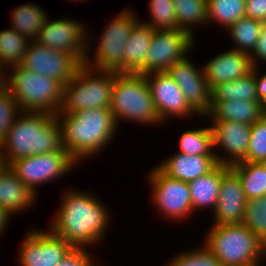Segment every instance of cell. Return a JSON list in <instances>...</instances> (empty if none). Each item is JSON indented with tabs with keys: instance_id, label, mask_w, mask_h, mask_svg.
<instances>
[{
	"instance_id": "obj_1",
	"label": "cell",
	"mask_w": 266,
	"mask_h": 266,
	"mask_svg": "<svg viewBox=\"0 0 266 266\" xmlns=\"http://www.w3.org/2000/svg\"><path fill=\"white\" fill-rule=\"evenodd\" d=\"M64 191L48 229L74 248L101 244L112 221L108 207L94 193L71 187Z\"/></svg>"
},
{
	"instance_id": "obj_2",
	"label": "cell",
	"mask_w": 266,
	"mask_h": 266,
	"mask_svg": "<svg viewBox=\"0 0 266 266\" xmlns=\"http://www.w3.org/2000/svg\"><path fill=\"white\" fill-rule=\"evenodd\" d=\"M61 125L62 147L78 163L90 160L110 145L118 125L110 108L86 109L71 115H56Z\"/></svg>"
},
{
	"instance_id": "obj_3",
	"label": "cell",
	"mask_w": 266,
	"mask_h": 266,
	"mask_svg": "<svg viewBox=\"0 0 266 266\" xmlns=\"http://www.w3.org/2000/svg\"><path fill=\"white\" fill-rule=\"evenodd\" d=\"M1 145L7 166L19 158L57 151L63 148L61 125L56 115L20 112Z\"/></svg>"
},
{
	"instance_id": "obj_4",
	"label": "cell",
	"mask_w": 266,
	"mask_h": 266,
	"mask_svg": "<svg viewBox=\"0 0 266 266\" xmlns=\"http://www.w3.org/2000/svg\"><path fill=\"white\" fill-rule=\"evenodd\" d=\"M5 73V88L16 100L20 112L57 115L63 95V85L57 79L19 65L8 68Z\"/></svg>"
},
{
	"instance_id": "obj_5",
	"label": "cell",
	"mask_w": 266,
	"mask_h": 266,
	"mask_svg": "<svg viewBox=\"0 0 266 266\" xmlns=\"http://www.w3.org/2000/svg\"><path fill=\"white\" fill-rule=\"evenodd\" d=\"M202 244L222 266H253L266 260V245L243 223L211 225Z\"/></svg>"
},
{
	"instance_id": "obj_6",
	"label": "cell",
	"mask_w": 266,
	"mask_h": 266,
	"mask_svg": "<svg viewBox=\"0 0 266 266\" xmlns=\"http://www.w3.org/2000/svg\"><path fill=\"white\" fill-rule=\"evenodd\" d=\"M110 109L118 127L124 120L146 126L163 124L144 74L114 71Z\"/></svg>"
},
{
	"instance_id": "obj_7",
	"label": "cell",
	"mask_w": 266,
	"mask_h": 266,
	"mask_svg": "<svg viewBox=\"0 0 266 266\" xmlns=\"http://www.w3.org/2000/svg\"><path fill=\"white\" fill-rule=\"evenodd\" d=\"M114 71L82 65L63 86L62 105L57 115H71L86 109L110 108Z\"/></svg>"
},
{
	"instance_id": "obj_8",
	"label": "cell",
	"mask_w": 266,
	"mask_h": 266,
	"mask_svg": "<svg viewBox=\"0 0 266 266\" xmlns=\"http://www.w3.org/2000/svg\"><path fill=\"white\" fill-rule=\"evenodd\" d=\"M135 12V10L127 7L114 16L107 23V26H104L103 34L101 33L100 37L97 38L96 48H93L92 44H90L89 38L91 36L88 32V48L84 65L92 69L111 70L122 73V58L126 42L134 24L140 19Z\"/></svg>"
},
{
	"instance_id": "obj_9",
	"label": "cell",
	"mask_w": 266,
	"mask_h": 266,
	"mask_svg": "<svg viewBox=\"0 0 266 266\" xmlns=\"http://www.w3.org/2000/svg\"><path fill=\"white\" fill-rule=\"evenodd\" d=\"M78 164L65 149L60 148L57 151L16 159L8 166L39 197L37 194L40 186L68 175Z\"/></svg>"
},
{
	"instance_id": "obj_10",
	"label": "cell",
	"mask_w": 266,
	"mask_h": 266,
	"mask_svg": "<svg viewBox=\"0 0 266 266\" xmlns=\"http://www.w3.org/2000/svg\"><path fill=\"white\" fill-rule=\"evenodd\" d=\"M151 188V203L161 217L178 222L193 217L192 199L188 182L168 177L157 166L147 174Z\"/></svg>"
},
{
	"instance_id": "obj_11",
	"label": "cell",
	"mask_w": 266,
	"mask_h": 266,
	"mask_svg": "<svg viewBox=\"0 0 266 266\" xmlns=\"http://www.w3.org/2000/svg\"><path fill=\"white\" fill-rule=\"evenodd\" d=\"M83 63L73 54L52 50L30 41L19 64L23 69L57 79L63 86L68 84Z\"/></svg>"
},
{
	"instance_id": "obj_12",
	"label": "cell",
	"mask_w": 266,
	"mask_h": 266,
	"mask_svg": "<svg viewBox=\"0 0 266 266\" xmlns=\"http://www.w3.org/2000/svg\"><path fill=\"white\" fill-rule=\"evenodd\" d=\"M195 39L181 29H154L145 56V74L166 72L175 62L191 53Z\"/></svg>"
},
{
	"instance_id": "obj_13",
	"label": "cell",
	"mask_w": 266,
	"mask_h": 266,
	"mask_svg": "<svg viewBox=\"0 0 266 266\" xmlns=\"http://www.w3.org/2000/svg\"><path fill=\"white\" fill-rule=\"evenodd\" d=\"M41 28L34 40L52 50L65 51L75 55L84 63L88 48V29L86 24L73 18L49 20Z\"/></svg>"
},
{
	"instance_id": "obj_14",
	"label": "cell",
	"mask_w": 266,
	"mask_h": 266,
	"mask_svg": "<svg viewBox=\"0 0 266 266\" xmlns=\"http://www.w3.org/2000/svg\"><path fill=\"white\" fill-rule=\"evenodd\" d=\"M17 255L18 266H56L73 248L49 229L29 230Z\"/></svg>"
},
{
	"instance_id": "obj_15",
	"label": "cell",
	"mask_w": 266,
	"mask_h": 266,
	"mask_svg": "<svg viewBox=\"0 0 266 266\" xmlns=\"http://www.w3.org/2000/svg\"><path fill=\"white\" fill-rule=\"evenodd\" d=\"M188 57L186 55L182 60L175 62L166 73L179 86L190 107L200 118H204L211 110V89L205 78L203 67L198 68Z\"/></svg>"
},
{
	"instance_id": "obj_16",
	"label": "cell",
	"mask_w": 266,
	"mask_h": 266,
	"mask_svg": "<svg viewBox=\"0 0 266 266\" xmlns=\"http://www.w3.org/2000/svg\"><path fill=\"white\" fill-rule=\"evenodd\" d=\"M150 87L155 109L162 123L170 118H194L199 116L188 104L184 94L173 78L166 72H153L145 74ZM177 117V118H176Z\"/></svg>"
},
{
	"instance_id": "obj_17",
	"label": "cell",
	"mask_w": 266,
	"mask_h": 266,
	"mask_svg": "<svg viewBox=\"0 0 266 266\" xmlns=\"http://www.w3.org/2000/svg\"><path fill=\"white\" fill-rule=\"evenodd\" d=\"M209 122L213 132L214 153L218 164L231 167L234 164L245 162L250 142L251 125L235 121ZM220 148L222 149L221 152L224 151V153H218Z\"/></svg>"
},
{
	"instance_id": "obj_18",
	"label": "cell",
	"mask_w": 266,
	"mask_h": 266,
	"mask_svg": "<svg viewBox=\"0 0 266 266\" xmlns=\"http://www.w3.org/2000/svg\"><path fill=\"white\" fill-rule=\"evenodd\" d=\"M247 198L239 177L230 169L223 177L213 210V225L240 224L244 220Z\"/></svg>"
},
{
	"instance_id": "obj_19",
	"label": "cell",
	"mask_w": 266,
	"mask_h": 266,
	"mask_svg": "<svg viewBox=\"0 0 266 266\" xmlns=\"http://www.w3.org/2000/svg\"><path fill=\"white\" fill-rule=\"evenodd\" d=\"M203 69L208 85L212 89L218 84L246 76L253 71L254 66L248 53L229 49L208 60L203 64Z\"/></svg>"
},
{
	"instance_id": "obj_20",
	"label": "cell",
	"mask_w": 266,
	"mask_h": 266,
	"mask_svg": "<svg viewBox=\"0 0 266 266\" xmlns=\"http://www.w3.org/2000/svg\"><path fill=\"white\" fill-rule=\"evenodd\" d=\"M156 166L168 177L192 181L212 171L217 165L215 155H187L175 152Z\"/></svg>"
},
{
	"instance_id": "obj_21",
	"label": "cell",
	"mask_w": 266,
	"mask_h": 266,
	"mask_svg": "<svg viewBox=\"0 0 266 266\" xmlns=\"http://www.w3.org/2000/svg\"><path fill=\"white\" fill-rule=\"evenodd\" d=\"M37 198L9 166L0 172V207L12 216L33 208Z\"/></svg>"
},
{
	"instance_id": "obj_22",
	"label": "cell",
	"mask_w": 266,
	"mask_h": 266,
	"mask_svg": "<svg viewBox=\"0 0 266 266\" xmlns=\"http://www.w3.org/2000/svg\"><path fill=\"white\" fill-rule=\"evenodd\" d=\"M154 29L139 19L126 42L122 58V73L145 75V56L151 45Z\"/></svg>"
},
{
	"instance_id": "obj_23",
	"label": "cell",
	"mask_w": 266,
	"mask_h": 266,
	"mask_svg": "<svg viewBox=\"0 0 266 266\" xmlns=\"http://www.w3.org/2000/svg\"><path fill=\"white\" fill-rule=\"evenodd\" d=\"M229 170V166L218 164L209 173L188 182L193 214L199 210H208L209 208L213 212L218 201L222 177Z\"/></svg>"
},
{
	"instance_id": "obj_24",
	"label": "cell",
	"mask_w": 266,
	"mask_h": 266,
	"mask_svg": "<svg viewBox=\"0 0 266 266\" xmlns=\"http://www.w3.org/2000/svg\"><path fill=\"white\" fill-rule=\"evenodd\" d=\"M266 110L260 102L248 100H227L217 102L204 117L206 121H235L252 125L258 121Z\"/></svg>"
},
{
	"instance_id": "obj_25",
	"label": "cell",
	"mask_w": 266,
	"mask_h": 266,
	"mask_svg": "<svg viewBox=\"0 0 266 266\" xmlns=\"http://www.w3.org/2000/svg\"><path fill=\"white\" fill-rule=\"evenodd\" d=\"M238 99L259 102L255 68L240 79L218 84L211 89V108L217 102Z\"/></svg>"
},
{
	"instance_id": "obj_26",
	"label": "cell",
	"mask_w": 266,
	"mask_h": 266,
	"mask_svg": "<svg viewBox=\"0 0 266 266\" xmlns=\"http://www.w3.org/2000/svg\"><path fill=\"white\" fill-rule=\"evenodd\" d=\"M10 14L11 27L30 41H34L49 16L44 9L32 3L14 7Z\"/></svg>"
},
{
	"instance_id": "obj_27",
	"label": "cell",
	"mask_w": 266,
	"mask_h": 266,
	"mask_svg": "<svg viewBox=\"0 0 266 266\" xmlns=\"http://www.w3.org/2000/svg\"><path fill=\"white\" fill-rule=\"evenodd\" d=\"M230 169L239 177L247 200L266 195V163L240 162Z\"/></svg>"
},
{
	"instance_id": "obj_28",
	"label": "cell",
	"mask_w": 266,
	"mask_h": 266,
	"mask_svg": "<svg viewBox=\"0 0 266 266\" xmlns=\"http://www.w3.org/2000/svg\"><path fill=\"white\" fill-rule=\"evenodd\" d=\"M178 29L195 39L193 29L207 25V0H173Z\"/></svg>"
},
{
	"instance_id": "obj_29",
	"label": "cell",
	"mask_w": 266,
	"mask_h": 266,
	"mask_svg": "<svg viewBox=\"0 0 266 266\" xmlns=\"http://www.w3.org/2000/svg\"><path fill=\"white\" fill-rule=\"evenodd\" d=\"M30 40L13 28L0 30V68L5 72L19 65L28 48Z\"/></svg>"
},
{
	"instance_id": "obj_30",
	"label": "cell",
	"mask_w": 266,
	"mask_h": 266,
	"mask_svg": "<svg viewBox=\"0 0 266 266\" xmlns=\"http://www.w3.org/2000/svg\"><path fill=\"white\" fill-rule=\"evenodd\" d=\"M246 0H207V26L218 24L225 31L246 16Z\"/></svg>"
},
{
	"instance_id": "obj_31",
	"label": "cell",
	"mask_w": 266,
	"mask_h": 266,
	"mask_svg": "<svg viewBox=\"0 0 266 266\" xmlns=\"http://www.w3.org/2000/svg\"><path fill=\"white\" fill-rule=\"evenodd\" d=\"M263 24L246 16L236 21L226 30V34L234 42V48L232 46L231 49L250 55L255 49Z\"/></svg>"
},
{
	"instance_id": "obj_32",
	"label": "cell",
	"mask_w": 266,
	"mask_h": 266,
	"mask_svg": "<svg viewBox=\"0 0 266 266\" xmlns=\"http://www.w3.org/2000/svg\"><path fill=\"white\" fill-rule=\"evenodd\" d=\"M179 153L187 155H215L211 126L188 129L180 135Z\"/></svg>"
},
{
	"instance_id": "obj_33",
	"label": "cell",
	"mask_w": 266,
	"mask_h": 266,
	"mask_svg": "<svg viewBox=\"0 0 266 266\" xmlns=\"http://www.w3.org/2000/svg\"><path fill=\"white\" fill-rule=\"evenodd\" d=\"M242 223L266 245V195L247 200Z\"/></svg>"
},
{
	"instance_id": "obj_34",
	"label": "cell",
	"mask_w": 266,
	"mask_h": 266,
	"mask_svg": "<svg viewBox=\"0 0 266 266\" xmlns=\"http://www.w3.org/2000/svg\"><path fill=\"white\" fill-rule=\"evenodd\" d=\"M150 20L143 21L153 29H178L173 0H149Z\"/></svg>"
},
{
	"instance_id": "obj_35",
	"label": "cell",
	"mask_w": 266,
	"mask_h": 266,
	"mask_svg": "<svg viewBox=\"0 0 266 266\" xmlns=\"http://www.w3.org/2000/svg\"><path fill=\"white\" fill-rule=\"evenodd\" d=\"M245 162L266 163V113L251 125Z\"/></svg>"
},
{
	"instance_id": "obj_36",
	"label": "cell",
	"mask_w": 266,
	"mask_h": 266,
	"mask_svg": "<svg viewBox=\"0 0 266 266\" xmlns=\"http://www.w3.org/2000/svg\"><path fill=\"white\" fill-rule=\"evenodd\" d=\"M187 250L170 258L164 266H222L204 244L196 249Z\"/></svg>"
},
{
	"instance_id": "obj_37",
	"label": "cell",
	"mask_w": 266,
	"mask_h": 266,
	"mask_svg": "<svg viewBox=\"0 0 266 266\" xmlns=\"http://www.w3.org/2000/svg\"><path fill=\"white\" fill-rule=\"evenodd\" d=\"M19 113L16 100L4 87L0 90V142Z\"/></svg>"
},
{
	"instance_id": "obj_38",
	"label": "cell",
	"mask_w": 266,
	"mask_h": 266,
	"mask_svg": "<svg viewBox=\"0 0 266 266\" xmlns=\"http://www.w3.org/2000/svg\"><path fill=\"white\" fill-rule=\"evenodd\" d=\"M88 248H72L56 266H97Z\"/></svg>"
},
{
	"instance_id": "obj_39",
	"label": "cell",
	"mask_w": 266,
	"mask_h": 266,
	"mask_svg": "<svg viewBox=\"0 0 266 266\" xmlns=\"http://www.w3.org/2000/svg\"><path fill=\"white\" fill-rule=\"evenodd\" d=\"M250 57L254 68L260 69V65L266 64V23L262 26L257 44Z\"/></svg>"
},
{
	"instance_id": "obj_40",
	"label": "cell",
	"mask_w": 266,
	"mask_h": 266,
	"mask_svg": "<svg viewBox=\"0 0 266 266\" xmlns=\"http://www.w3.org/2000/svg\"><path fill=\"white\" fill-rule=\"evenodd\" d=\"M246 17L266 23V0H246Z\"/></svg>"
},
{
	"instance_id": "obj_41",
	"label": "cell",
	"mask_w": 266,
	"mask_h": 266,
	"mask_svg": "<svg viewBox=\"0 0 266 266\" xmlns=\"http://www.w3.org/2000/svg\"><path fill=\"white\" fill-rule=\"evenodd\" d=\"M255 81L259 102L266 110V72L260 73L259 68H255Z\"/></svg>"
},
{
	"instance_id": "obj_42",
	"label": "cell",
	"mask_w": 266,
	"mask_h": 266,
	"mask_svg": "<svg viewBox=\"0 0 266 266\" xmlns=\"http://www.w3.org/2000/svg\"><path fill=\"white\" fill-rule=\"evenodd\" d=\"M11 217L12 215L7 210L0 207V237L5 234L4 231L7 230L8 224L10 223L9 221L12 219Z\"/></svg>"
},
{
	"instance_id": "obj_43",
	"label": "cell",
	"mask_w": 266,
	"mask_h": 266,
	"mask_svg": "<svg viewBox=\"0 0 266 266\" xmlns=\"http://www.w3.org/2000/svg\"><path fill=\"white\" fill-rule=\"evenodd\" d=\"M6 162L4 160V151L2 145H0V172L6 167Z\"/></svg>"
},
{
	"instance_id": "obj_44",
	"label": "cell",
	"mask_w": 266,
	"mask_h": 266,
	"mask_svg": "<svg viewBox=\"0 0 266 266\" xmlns=\"http://www.w3.org/2000/svg\"><path fill=\"white\" fill-rule=\"evenodd\" d=\"M5 72L0 68V90L5 87Z\"/></svg>"
},
{
	"instance_id": "obj_45",
	"label": "cell",
	"mask_w": 266,
	"mask_h": 266,
	"mask_svg": "<svg viewBox=\"0 0 266 266\" xmlns=\"http://www.w3.org/2000/svg\"><path fill=\"white\" fill-rule=\"evenodd\" d=\"M66 1H67V0H66ZM68 1H71V2H76V3H77V2H78V3H79V2H81V3H82V2H83V1H85V0H68Z\"/></svg>"
}]
</instances>
